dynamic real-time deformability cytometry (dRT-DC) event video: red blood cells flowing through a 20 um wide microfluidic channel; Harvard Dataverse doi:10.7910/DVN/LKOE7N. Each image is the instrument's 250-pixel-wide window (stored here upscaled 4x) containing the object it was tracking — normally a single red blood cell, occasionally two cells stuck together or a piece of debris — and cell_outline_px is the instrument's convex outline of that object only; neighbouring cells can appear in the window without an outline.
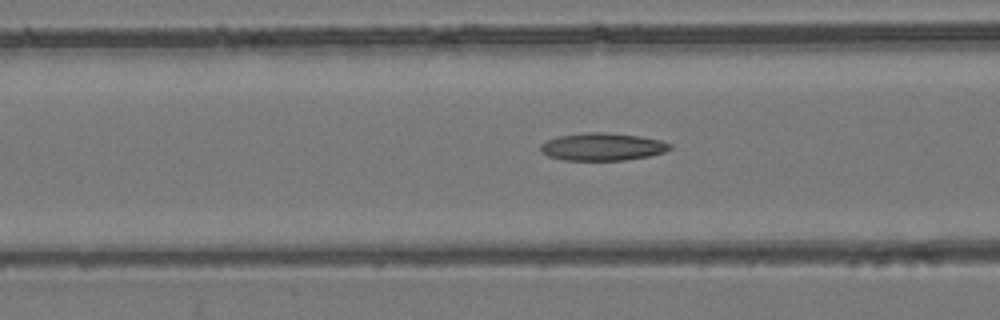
{"species": "common noctule bat (a hibernating species)", "species_latin": "Nyctalus noctula", "temperature_condition": "room temperature", "stored_images_in_passage": 54, "camera_frame_rate_fps": 3000, "um_per_image_px": 0.085, "animal": {"sex": "female", "body_mass_g": 24.6, "forearm_length_mm": 56.2}, "frame": {"image": 1, "passage_image": 22, "time_ms": 7.0, "image_size_px": [1000, 320], "cell_outline_px": [[672, 148], [664, 152], [648, 156], [624, 160], [564, 160], [548, 156], [540, 152], [540, 144], [548, 140], [560, 136], [584, 132], [604, 132], [640, 136], [660, 140], [672, 144]], "centroid_in_image_um": [51.2, 12.47], "position_along_channel_um": 115.4, "area_um2": 20.81}}
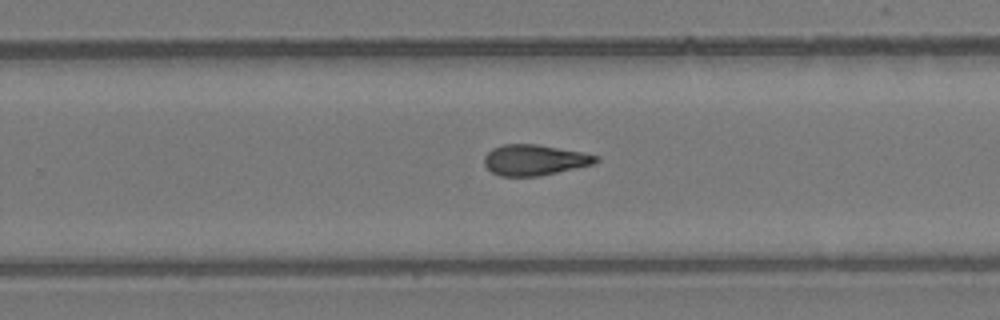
{"frame": {"image": 2, "passage_image": 35, "time_ms": 11.333, "image_size_px": [1000, 320], "cell_outline_px": [[600, 160], [592, 164], [540, 176], [500, 176], [492, 172], [484, 164], [484, 156], [492, 148], [504, 144], [536, 144], [584, 152], [600, 156]], "centroid_in_image_um": [45.44, 13.59], "position_along_channel_um": 284.4, "area_um2": 20.0}}
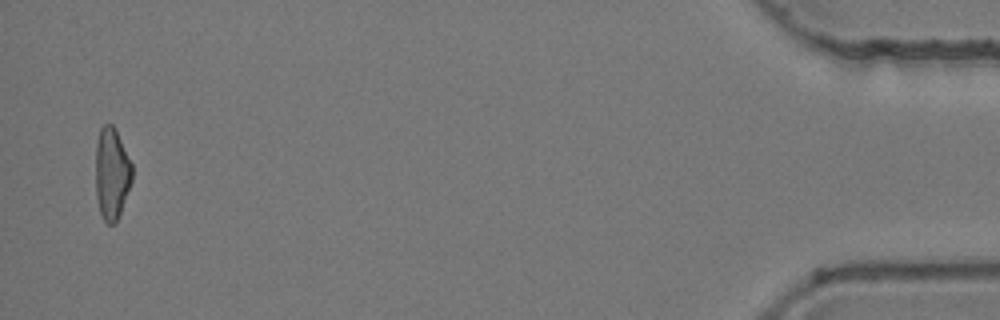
{"frame": {"image": 3, "passage_image": 53, "time_ms": 17.333, "image_size_px": [1000, 320], "cell_outline_px": [[132, 180], [120, 212], [116, 220], [112, 224], [108, 224], [104, 220], [100, 212], [96, 196], [96, 144], [100, 128], [104, 124], [112, 124], [132, 164]], "centroid_in_image_um": [9.48, 14.75], "position_along_channel_um": 425.7, "area_um2": 19.13}, "authors_computed_cell_mechanics": {"area_um2": 20.4034, "velocity_mm_per_s": 3.9084, "shape_relaxation_time_tau1_ms": null, "shape_relaxation_time_tau2_ms": 5.0028, "deformation_change_tau1": null, "deformation_change_tau2": 0.1565}}